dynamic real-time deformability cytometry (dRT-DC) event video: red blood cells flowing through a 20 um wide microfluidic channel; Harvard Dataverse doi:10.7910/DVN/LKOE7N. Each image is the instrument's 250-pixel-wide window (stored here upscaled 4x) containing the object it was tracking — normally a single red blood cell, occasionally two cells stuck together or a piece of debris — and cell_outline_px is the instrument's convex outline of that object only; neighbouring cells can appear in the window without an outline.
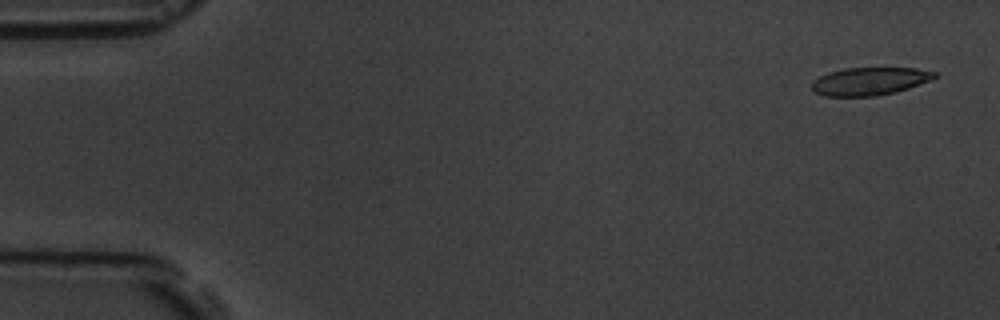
{"species": "common noctule bat (a hibernating species)", "species_latin": "Nyctalus noctula", "temperature_condition": "room temperature", "stored_images_in_passage": 4, "camera_frame_rate_fps": 3000, "um_per_image_px": 0.085, "animal": {"sex": "male", "body_mass_g": 19.5, "forearm_length_mm": 54.6}, "frame": {"image": 1, "passage_image": 1, "time_ms": 0.0, "image_size_px": [1000, 320], "cell_outline_px": [[936, 76], [932, 80], [896, 92], [876, 96], [824, 96], [812, 92], [812, 80], [828, 72], [844, 68], [916, 68], [936, 72]], "centroid_in_image_um": [73.89, 6.91], "position_along_channel_um": 11.1, "area_um2": 20.06}}